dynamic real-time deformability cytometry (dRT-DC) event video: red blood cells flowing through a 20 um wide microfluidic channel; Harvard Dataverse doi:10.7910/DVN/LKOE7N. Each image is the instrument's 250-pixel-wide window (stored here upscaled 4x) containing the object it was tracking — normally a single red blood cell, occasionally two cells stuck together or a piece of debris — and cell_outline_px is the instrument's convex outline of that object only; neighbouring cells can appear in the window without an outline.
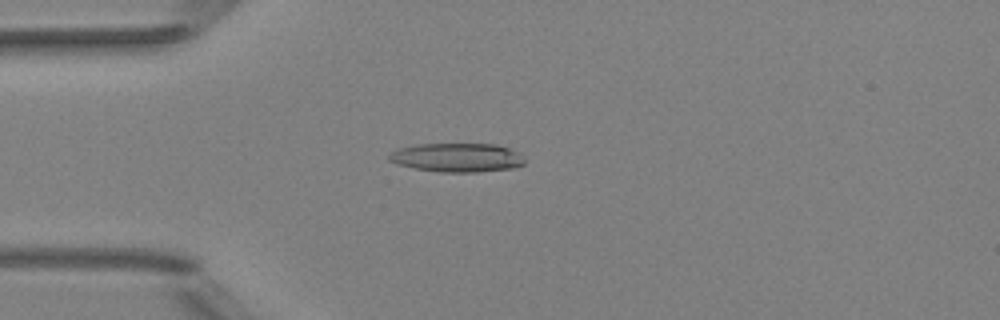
{"species": "Egyptian fruit bat (a non-hibernating species)", "species_latin": "Rousettus aegyptiacus", "temperature_condition": "room temperature", "stored_images_in_passage": 5, "camera_frame_rate_fps": 3000, "um_per_image_px": 0.085, "animal": {"sex": "female"}, "frame": {"image": 1, "passage_image": 4, "time_ms": 1.0, "image_size_px": [1000, 320], "cell_outline_px": [[524, 164], [516, 168], [476, 172], [440, 172], [416, 168], [396, 164], [388, 160], [388, 156], [392, 152], [400, 148], [416, 144], [496, 144], [508, 148], [524, 156]], "centroid_in_image_um": [38.87, 13.39], "position_along_channel_um": 46.1, "area_um2": 22.83}}